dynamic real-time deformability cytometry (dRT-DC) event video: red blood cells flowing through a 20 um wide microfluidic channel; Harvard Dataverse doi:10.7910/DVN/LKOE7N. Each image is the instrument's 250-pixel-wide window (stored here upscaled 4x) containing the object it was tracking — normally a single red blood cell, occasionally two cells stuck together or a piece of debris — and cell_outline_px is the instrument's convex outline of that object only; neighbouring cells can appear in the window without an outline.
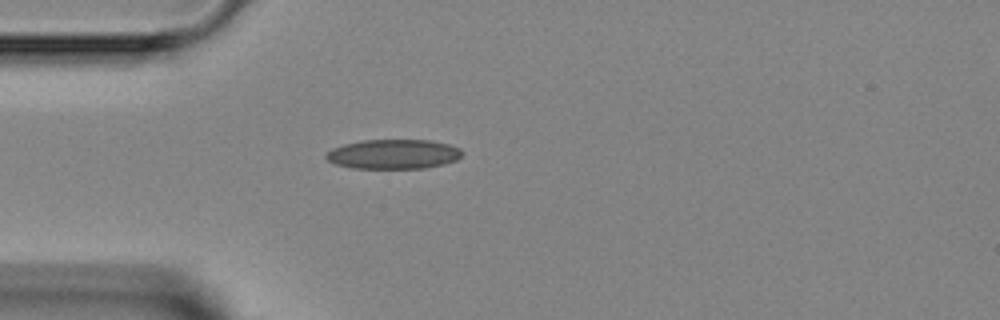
{"species": "Egyptian fruit bat (a non-hibernating species)", "species_latin": "Rousettus aegyptiacus", "temperature_condition": "room temperature", "stored_images_in_passage": 1, "camera_frame_rate_fps": 3000, "um_per_image_px": 0.085, "animal": {"sex": "female"}, "frame": {"image": 1, "passage_image": 1, "time_ms": 0.0, "image_size_px": [1000, 320], "cell_outline_px": [[464, 152], [456, 160], [444, 164], [424, 168], [352, 168], [336, 164], [328, 160], [324, 156], [332, 148], [344, 144], [364, 140], [432, 140], [448, 144], [460, 148]], "centroid_in_image_um": [33.46, 13.1], "position_along_channel_um": 51.5, "area_um2": 23.41}}